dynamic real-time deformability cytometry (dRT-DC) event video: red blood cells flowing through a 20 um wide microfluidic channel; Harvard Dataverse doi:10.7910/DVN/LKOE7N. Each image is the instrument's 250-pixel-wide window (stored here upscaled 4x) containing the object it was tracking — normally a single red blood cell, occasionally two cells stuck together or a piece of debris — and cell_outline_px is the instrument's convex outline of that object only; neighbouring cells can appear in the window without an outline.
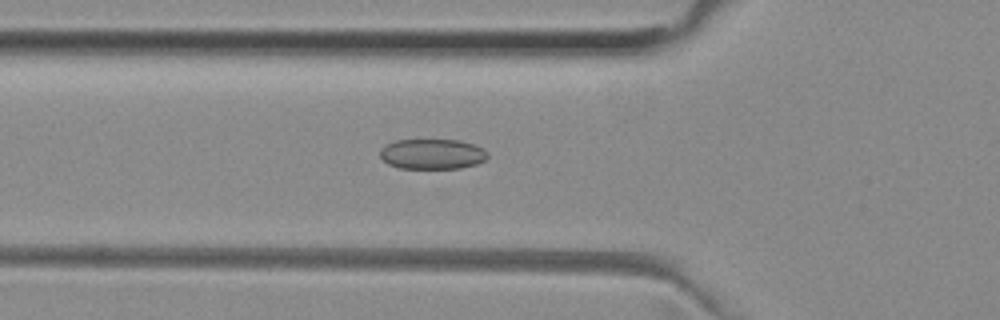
{"species": "common noctule bat (a hibernating species)", "species_latin": "Nyctalus noctula", "temperature_condition": "room temperature", "stored_images_in_passage": 52, "camera_frame_rate_fps": 3000, "um_per_image_px": 0.085, "animal": {"sex": "female", "body_mass_g": 29.2, "forearm_length_mm": 56.3}, "frame": {"image": 1, "passage_image": 18, "time_ms": 5.667, "image_size_px": [1000, 320], "cell_outline_px": [[488, 156], [484, 160], [476, 164], [460, 168], [400, 168], [388, 164], [380, 156], [380, 148], [384, 144], [396, 140], [460, 140], [484, 148], [488, 152]], "centroid_in_image_um": [36.73, 13.08], "position_along_channel_um": 89.1, "area_um2": 19.02}}
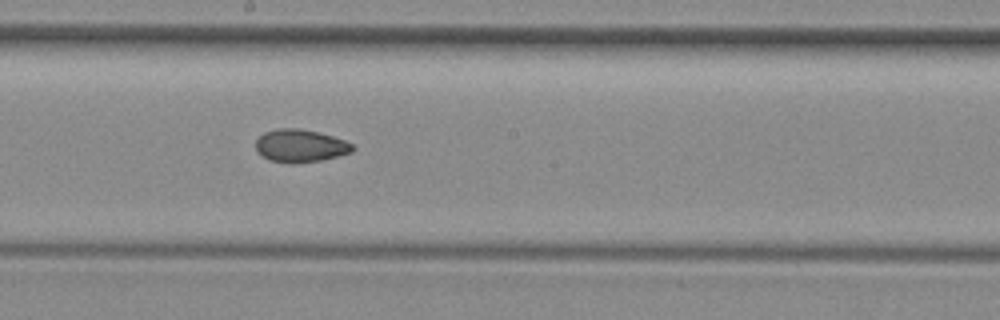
{"frame": {"image": 2, "passage_image": 28, "time_ms": 9.0, "image_size_px": [1000, 320], "cell_outline_px": [[356, 148], [352, 152], [320, 160], [288, 164], [268, 160], [256, 148], [256, 140], [264, 132], [276, 128], [296, 128], [316, 132], [332, 136], [344, 140], [352, 144]], "centroid_in_image_um": [25.52, 12.39], "position_along_channel_um": 222.7, "area_um2": 18.32}}
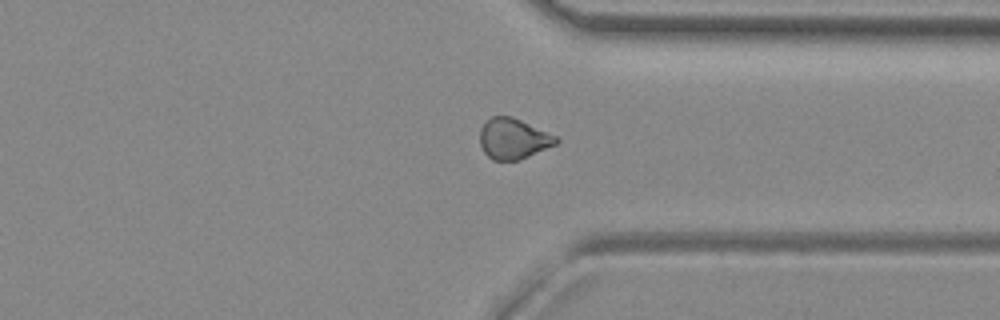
{"frame": {"image": 3, "passage_image": 39, "time_ms": 12.667, "image_size_px": [1000, 320], "cell_outline_px": [[560, 140], [556, 144], [520, 160], [492, 160], [484, 152], [480, 144], [480, 128], [484, 120], [492, 116], [512, 116], [556, 136]], "centroid_in_image_um": [43.6, 11.78], "position_along_channel_um": 367.8, "area_um2": 18.09}, "authors_computed_cell_mechanics": {"area_um2": 18.9006, "velocity_mm_per_s": 4.0021, "shape_relaxation_time_tau1_ms": null, "shape_relaxation_time_tau2_ms": 2.7692, "deformation_change_tau1": null, "deformation_change_tau2": 0.0709}}